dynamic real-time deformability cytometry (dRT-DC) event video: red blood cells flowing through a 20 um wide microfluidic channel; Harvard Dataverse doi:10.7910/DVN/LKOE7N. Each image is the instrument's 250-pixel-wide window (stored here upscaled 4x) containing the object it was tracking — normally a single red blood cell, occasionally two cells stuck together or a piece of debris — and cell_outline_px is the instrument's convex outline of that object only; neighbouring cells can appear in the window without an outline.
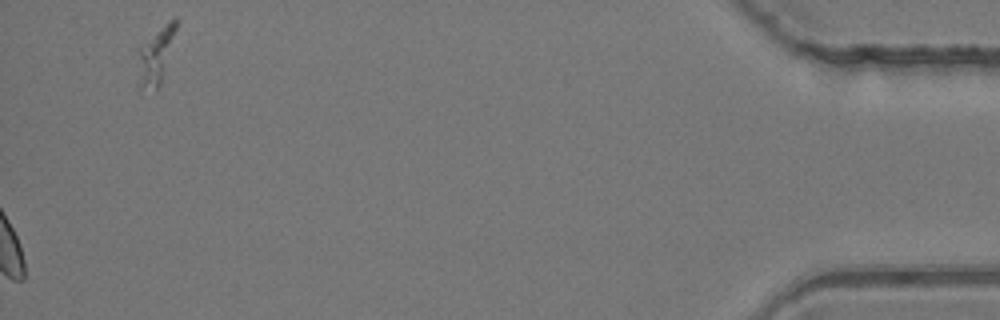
{"species": "common noctule bat (a hibernating species)", "species_latin": "Nyctalus noctula", "temperature_condition": "room temperature", "stored_images_in_passage": 49, "segment_of_instrument_passage": [2, 2], "camera_frame_rate_fps": 3000, "um_per_image_px": 0.085, "animal": {"sex": "female", "body_mass_g": 24.6, "forearm_length_mm": 56.2}, "frame": {"image": 1, "passage_image": 49, "time_ms": 16.0, "image_size_px": [1000, 320], "cell_outline_px": [[176, 28], [160, 84], [156, 88], [140, 88], [140, 52], [164, 24], [168, 20], [176, 16]], "centroid_in_image_um": [13.31, 4.72], "position_along_channel_um": 421.9, "area_um2": 10.87}}